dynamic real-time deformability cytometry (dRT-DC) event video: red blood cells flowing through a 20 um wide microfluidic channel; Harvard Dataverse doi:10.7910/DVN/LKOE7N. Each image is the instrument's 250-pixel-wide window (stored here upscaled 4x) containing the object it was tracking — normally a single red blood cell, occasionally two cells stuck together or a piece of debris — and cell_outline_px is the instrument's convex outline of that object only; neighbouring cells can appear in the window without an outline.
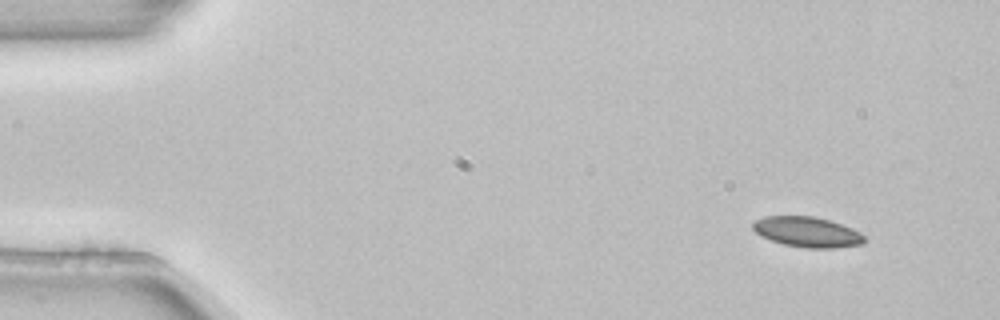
{"species": "common noctule bat (a hibernating species)", "species_latin": "Nyctalus noctula", "temperature_condition": "room temperature", "stored_images_in_passage": 3, "camera_frame_rate_fps": 3000, "um_per_image_px": 0.085, "animal": {"sex": "female", "body_mass_g": 22.7, "forearm_length_mm": 54.2}, "frame": {"image": 1, "passage_image": 1, "time_ms": 0.0, "image_size_px": [1000, 320], "cell_outline_px": [[864, 244], [836, 248], [808, 248], [784, 244], [760, 236], [752, 228], [752, 224], [756, 220], [764, 216], [812, 216], [828, 220], [852, 228], [860, 232], [864, 236]], "centroid_in_image_um": [68.62, 19.72], "position_along_channel_um": 16.4, "area_um2": 19.59}}
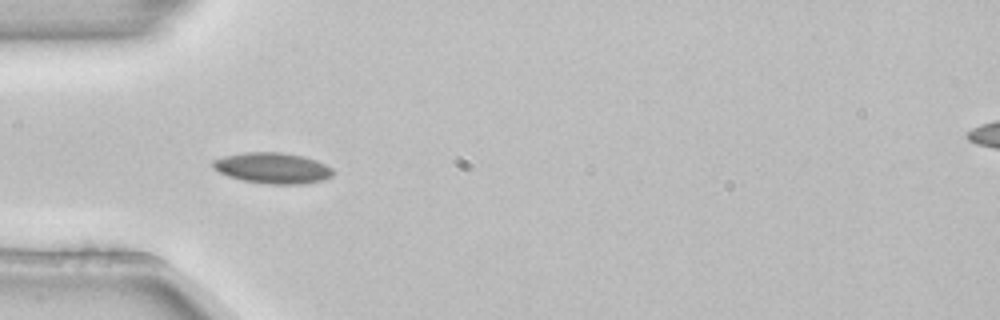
{"frame": {"image": 2, "passage_image": 3, "time_ms": 0.667, "image_size_px": [1000, 320], "cell_outline_px": [[332, 176], [320, 180], [300, 184], [268, 184], [244, 180], [228, 176], [212, 168], [212, 160], [224, 156], [244, 152], [280, 152], [304, 156], [316, 160], [332, 168]], "centroid_in_image_um": [23.14, 14.27], "position_along_channel_um": 61.9, "area_um2": 21.44}}